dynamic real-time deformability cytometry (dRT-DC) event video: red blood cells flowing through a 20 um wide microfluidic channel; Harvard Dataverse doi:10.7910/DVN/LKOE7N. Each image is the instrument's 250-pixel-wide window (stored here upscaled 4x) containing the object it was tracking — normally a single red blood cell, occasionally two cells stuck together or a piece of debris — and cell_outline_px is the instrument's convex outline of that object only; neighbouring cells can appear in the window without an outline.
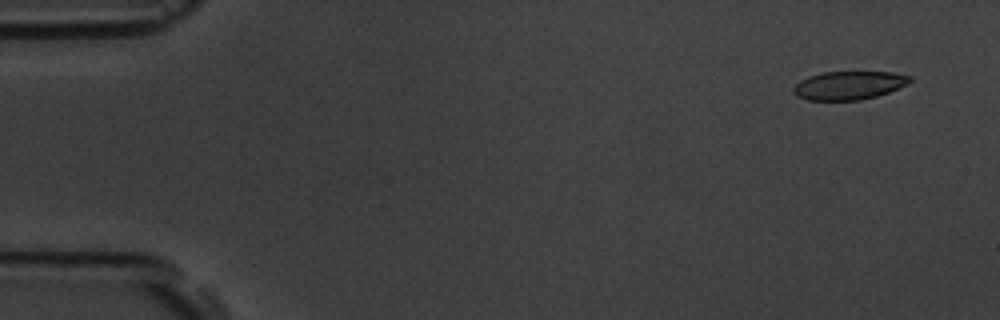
{"species": "common noctule bat (a hibernating species)", "species_latin": "Nyctalus noctula", "temperature_condition": "room temperature", "stored_images_in_passage": 6, "camera_frame_rate_fps": 3000, "um_per_image_px": 0.085, "animal": {"sex": "male", "body_mass_g": 19.5, "forearm_length_mm": 54.6}, "frame": {"image": 1, "passage_image": 1, "time_ms": 0.0, "image_size_px": [1000, 320], "cell_outline_px": [[912, 80], [908, 84], [888, 92], [876, 96], [860, 100], [808, 100], [796, 96], [792, 92], [792, 88], [800, 80], [808, 76], [824, 72], [892, 72], [912, 76]], "centroid_in_image_um": [72.14, 7.25], "position_along_channel_um": 12.9, "area_um2": 19.36}}
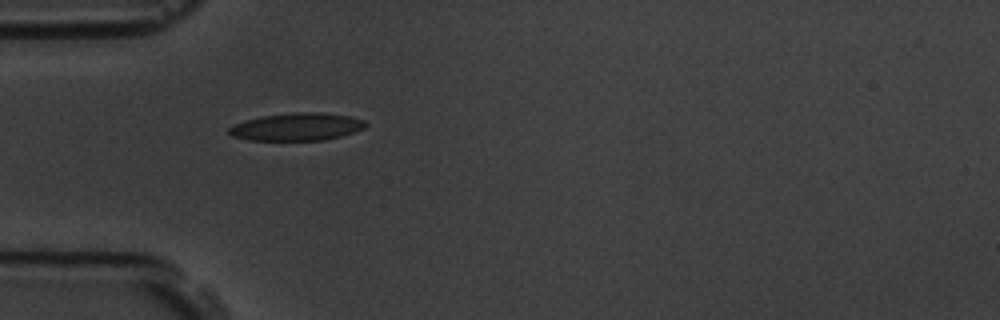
{"frame": {"image": 2, "passage_image": 5, "time_ms": 4.667, "image_size_px": [1000, 320], "cell_outline_px": [[368, 124], [364, 128], [340, 136], [324, 140], [248, 140], [232, 136], [228, 132], [228, 128], [244, 120], [260, 116], [292, 112], [320, 112], [348, 116], [364, 120]], "centroid_in_image_um": [25.2, 10.77], "position_along_channel_um": 59.8, "area_um2": 21.96}}
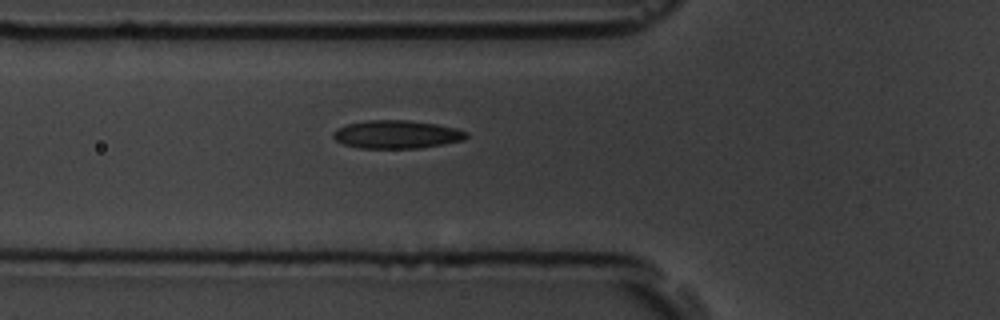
{"frame": {"image": 3, "passage_image": 6, "time_ms": 5.667, "image_size_px": [1000, 320], "cell_outline_px": [[468, 136], [464, 140], [444, 144], [420, 148], [360, 148], [344, 144], [336, 140], [332, 136], [332, 132], [336, 128], [348, 124], [368, 120], [408, 120], [436, 124], [456, 128], [468, 132]], "centroid_in_image_um": [33.73, 11.42], "position_along_channel_um": 92.1, "area_um2": 21.91}}